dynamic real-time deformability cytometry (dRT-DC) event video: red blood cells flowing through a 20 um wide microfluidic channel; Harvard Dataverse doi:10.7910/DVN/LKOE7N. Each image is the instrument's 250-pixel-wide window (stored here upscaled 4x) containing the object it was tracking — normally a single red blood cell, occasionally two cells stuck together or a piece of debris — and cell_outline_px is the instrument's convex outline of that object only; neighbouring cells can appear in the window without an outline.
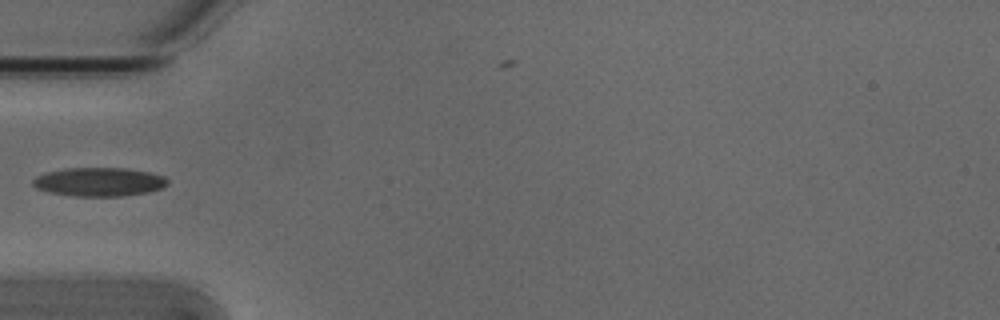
{"species": "Egyptian fruit bat (a non-hibernating species)", "species_latin": "Rousettus aegyptiacus", "temperature_condition": "cold", "stored_images_in_passage": 3, "camera_frame_rate_fps": 3000, "um_per_image_px": 0.085, "animal": {"sex": "male"}, "frame": {"image": 1, "passage_image": 2, "time_ms": 0.333, "image_size_px": [1000, 320], "cell_outline_px": [[168, 184], [160, 188], [148, 192], [124, 196], [72, 196], [48, 192], [36, 188], [32, 184], [32, 180], [36, 176], [44, 172], [64, 168], [124, 168], [148, 172], [164, 176], [168, 180]], "centroid_in_image_um": [8.38, 15.46], "position_along_channel_um": 76.6, "area_um2": 22.66}}
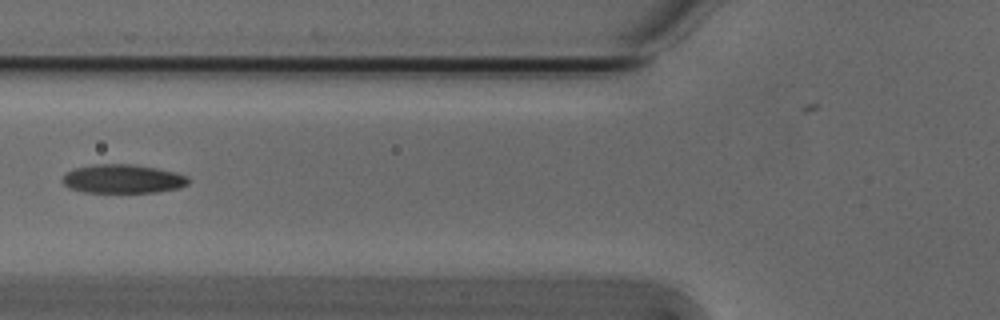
{"frame": {"image": 2, "passage_image": 3, "time_ms": 0.667, "image_size_px": [1000, 320], "cell_outline_px": [[188, 184], [180, 188], [156, 192], [84, 192], [68, 188], [60, 180], [64, 172], [76, 168], [92, 164], [132, 164], [156, 168], [176, 172], [188, 176]], "centroid_in_image_um": [10.4, 15.2], "position_along_channel_um": 115.4, "area_um2": 21.33}}